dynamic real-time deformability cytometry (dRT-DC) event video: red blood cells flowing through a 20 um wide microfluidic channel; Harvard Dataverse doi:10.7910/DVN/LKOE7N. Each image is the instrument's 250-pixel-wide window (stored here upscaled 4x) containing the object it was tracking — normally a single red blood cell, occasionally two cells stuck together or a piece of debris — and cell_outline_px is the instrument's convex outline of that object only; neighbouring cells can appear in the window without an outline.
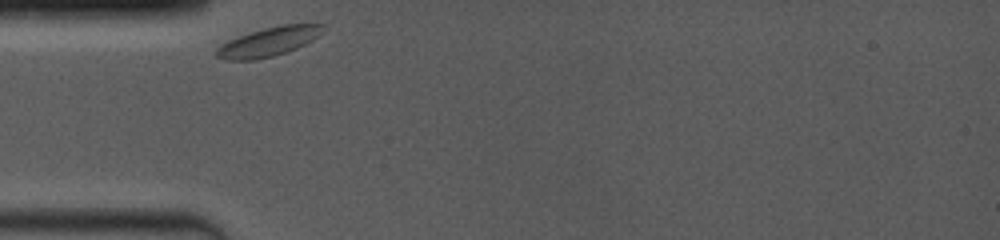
{"species": "common noctule bat (a hibernating species)", "species_latin": "Nyctalus noctula", "temperature_condition": "room temperature", "stored_images_in_passage": 8, "camera_frame_rate_fps": 4000, "um_per_image_px": 0.085, "animal": {"sex": "female", "body_mass_g": 19.0, "forearm_length_mm": 53.3}, "frame": {"image": 1, "passage_image": 1, "time_ms": 0.0, "image_size_px": [1000, 240], "cell_outline_px": [[324, 24], [320, 32], [312, 40], [288, 52], [256, 60], [224, 60], [216, 56], [216, 48], [240, 36], [264, 28], [280, 24]], "centroid_in_image_um": [22.82, 3.56], "position_along_channel_um": 62.2, "area_um2": 17.57}}
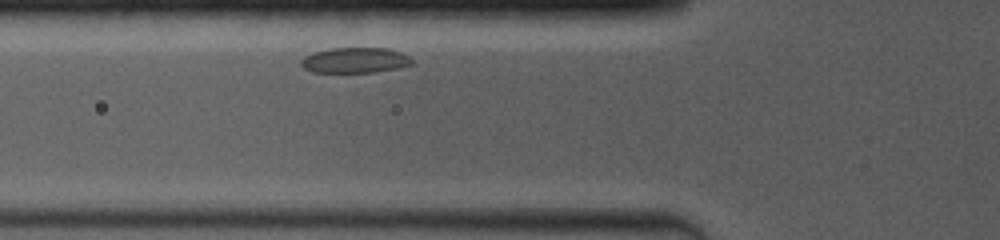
{"frame": {"image": 2, "passage_image": 5, "time_ms": 1.0, "image_size_px": [1000, 240], "cell_outline_px": [[412, 64], [396, 68], [372, 72], [312, 72], [304, 68], [300, 64], [300, 60], [304, 56], [312, 52], [332, 48], [388, 48], [400, 52], [408, 56], [412, 60]], "centroid_in_image_um": [30.12, 5.11], "position_along_channel_um": 95.7, "area_um2": 16.36}}
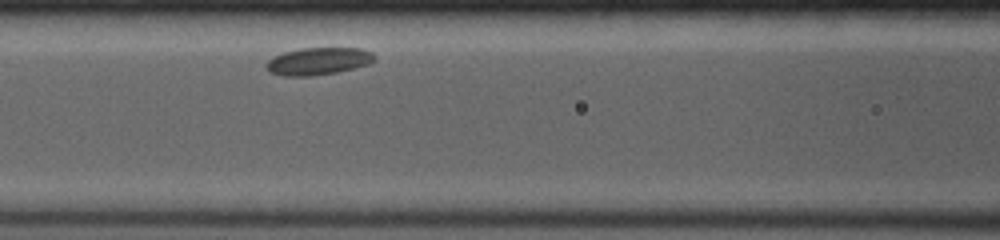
{"frame": {"image": 3, "passage_image": 8, "time_ms": 2.25, "image_size_px": [1000, 240], "cell_outline_px": [[376, 56], [368, 64], [336, 72], [312, 76], [284, 76], [272, 72], [264, 64], [268, 60], [284, 52], [300, 48], [360, 48], [372, 52]], "centroid_in_image_um": [27.05, 5.19], "position_along_channel_um": 139.6, "area_um2": 16.99}}